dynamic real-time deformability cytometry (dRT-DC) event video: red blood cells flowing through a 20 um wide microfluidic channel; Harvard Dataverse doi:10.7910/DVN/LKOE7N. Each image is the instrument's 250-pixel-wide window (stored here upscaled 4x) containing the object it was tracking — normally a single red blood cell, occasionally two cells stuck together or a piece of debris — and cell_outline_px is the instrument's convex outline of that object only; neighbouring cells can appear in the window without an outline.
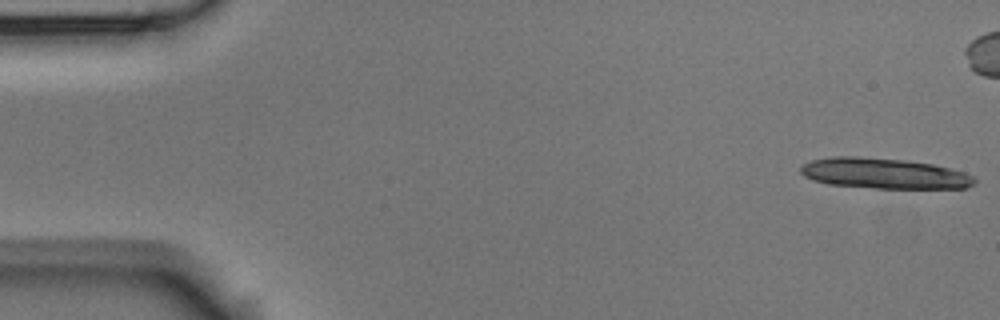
{"species": "Egyptian fruit bat (a non-hibernating species)", "species_latin": "Rousettus aegyptiacus", "temperature_condition": "room temperature", "stored_images_in_passage": 5, "camera_frame_rate_fps": 3000, "um_per_image_px": 0.085, "animal": {"sex": "male"}, "frame": {"image": 1, "passage_image": 1, "time_ms": 0.0, "image_size_px": [1000, 320], "cell_outline_px": [[976, 184], [964, 188], [876, 188], [828, 184], [812, 180], [804, 176], [800, 172], [800, 168], [804, 164], [812, 160], [832, 156], [856, 156], [904, 160], [932, 164], [952, 168], [964, 172], [972, 176], [976, 180]], "centroid_in_image_um": [75.14, 14.74], "position_along_channel_um": 9.9, "area_um2": 30.98}}